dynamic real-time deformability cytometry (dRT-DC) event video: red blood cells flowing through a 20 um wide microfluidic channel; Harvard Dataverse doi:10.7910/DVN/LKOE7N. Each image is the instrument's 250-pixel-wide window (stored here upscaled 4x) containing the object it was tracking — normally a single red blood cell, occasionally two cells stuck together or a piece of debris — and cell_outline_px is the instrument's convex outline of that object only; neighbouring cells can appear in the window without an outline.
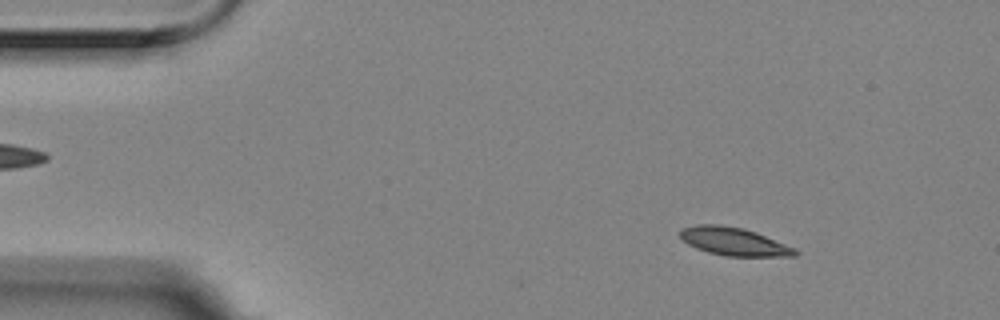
{"species": "Egyptian fruit bat (a non-hibernating species)", "species_latin": "Rousettus aegyptiacus", "temperature_condition": "room temperature", "stored_images_in_passage": 5, "camera_frame_rate_fps": 3000, "um_per_image_px": 0.085, "animal": {"sex": "female"}, "frame": {"image": 1, "passage_image": 3, "time_ms": 0.667, "image_size_px": [1000, 320], "cell_outline_px": [[800, 252], [796, 256], [724, 256], [708, 252], [696, 248], [688, 244], [680, 236], [680, 228], [696, 224], [720, 224], [744, 228], [756, 232], [796, 248]], "centroid_in_image_um": [62.39, 20.52], "position_along_channel_um": 22.6, "area_um2": 18.96}}